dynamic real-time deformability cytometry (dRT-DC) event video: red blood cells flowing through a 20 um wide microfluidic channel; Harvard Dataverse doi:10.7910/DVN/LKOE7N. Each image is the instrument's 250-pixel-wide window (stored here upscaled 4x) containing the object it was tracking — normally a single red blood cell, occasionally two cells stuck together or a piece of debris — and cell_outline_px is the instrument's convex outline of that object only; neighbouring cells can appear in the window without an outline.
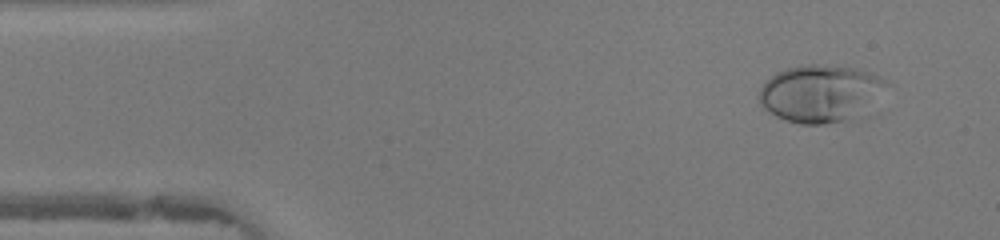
{"species": "human", "species_latin": "Homo sapiens", "temperature_condition": "warm", "stored_images_in_passage": 46, "camera_frame_rate_fps": 3000, "um_per_image_px": 0.085, "donor": {"sex": "female"}, "frame": {"image": 1, "passage_image": 4, "time_ms": 1.0, "image_size_px": [1000, 240], "cell_outline_px": [[888, 80], [884, 84], [844, 120], [824, 124], [800, 124], [776, 116], [768, 112], [760, 104], [756, 96], [760, 88], [776, 72], [788, 68], [804, 64], [820, 64], [856, 68], [872, 72]], "centroid_in_image_um": [69.51, 7.88], "position_along_channel_um": 15.5, "area_um2": 40.46}}
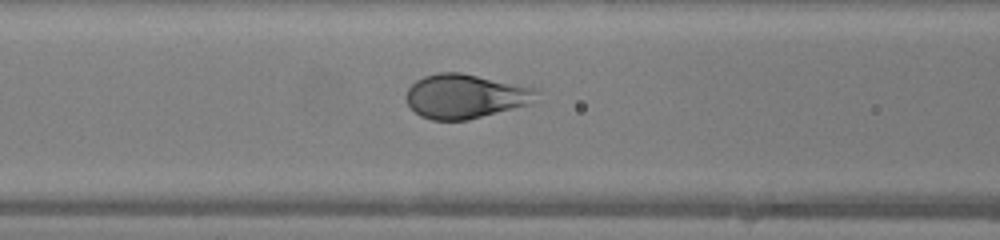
{"frame": {"image": 2, "passage_image": 18, "time_ms": 5.667, "image_size_px": [1000, 240], "cell_outline_px": [[540, 92], [532, 104], [468, 120], [432, 120], [420, 116], [408, 104], [404, 96], [408, 88], [416, 80], [424, 76], [440, 72], [460, 72], [536, 88]], "centroid_in_image_um": [39.56, 8.18], "position_along_channel_um": 127.0, "area_um2": 33.81}}
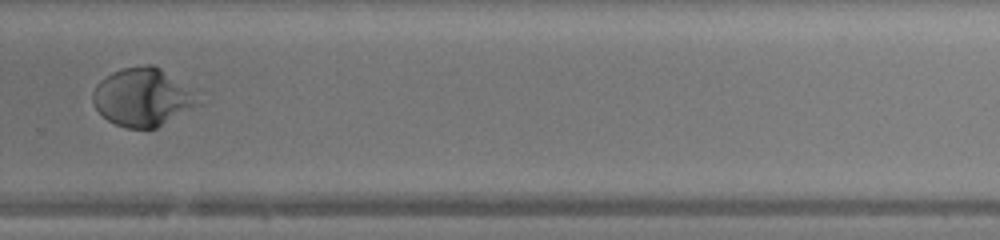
{"frame": {"image": 3, "passage_image": 31, "time_ms": 10.0, "image_size_px": [1000, 240], "cell_outline_px": [[200, 104], [156, 128], [128, 128], [116, 124], [108, 120], [96, 108], [92, 100], [92, 96], [100, 80], [112, 72], [124, 68], [144, 64], [152, 64], [160, 68], [188, 92]], "centroid_in_image_um": [12.02, 8.28], "position_along_channel_um": 317.8, "area_um2": 34.16}, "authors_computed_cell_mechanics": {"area_um2": 35.4314, "velocity_mm_per_s": 4.4137, "shape_relaxation_time_tau1_ms": 3.4302, "shape_relaxation_time_tau2_ms": null, "deformation_change_tau1": 0.2409, "deformation_change_tau2": null}}